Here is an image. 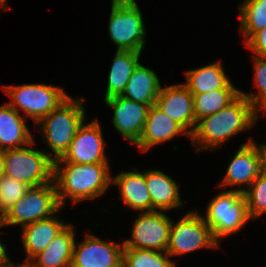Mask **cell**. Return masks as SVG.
<instances>
[{
	"label": "cell",
	"mask_w": 266,
	"mask_h": 267,
	"mask_svg": "<svg viewBox=\"0 0 266 267\" xmlns=\"http://www.w3.org/2000/svg\"><path fill=\"white\" fill-rule=\"evenodd\" d=\"M35 140L27 147L4 150V175L30 187L53 182L54 161L48 151L35 150ZM31 147V148H29Z\"/></svg>",
	"instance_id": "cell-4"
},
{
	"label": "cell",
	"mask_w": 266,
	"mask_h": 267,
	"mask_svg": "<svg viewBox=\"0 0 266 267\" xmlns=\"http://www.w3.org/2000/svg\"><path fill=\"white\" fill-rule=\"evenodd\" d=\"M166 252L123 248L122 267H176Z\"/></svg>",
	"instance_id": "cell-27"
},
{
	"label": "cell",
	"mask_w": 266,
	"mask_h": 267,
	"mask_svg": "<svg viewBox=\"0 0 266 267\" xmlns=\"http://www.w3.org/2000/svg\"><path fill=\"white\" fill-rule=\"evenodd\" d=\"M238 9L240 29L246 42L255 32L266 27V0H245Z\"/></svg>",
	"instance_id": "cell-26"
},
{
	"label": "cell",
	"mask_w": 266,
	"mask_h": 267,
	"mask_svg": "<svg viewBox=\"0 0 266 267\" xmlns=\"http://www.w3.org/2000/svg\"><path fill=\"white\" fill-rule=\"evenodd\" d=\"M4 227V223L2 220V217H0V228ZM7 249H6V245L2 244L1 238H0V262L7 256Z\"/></svg>",
	"instance_id": "cell-33"
},
{
	"label": "cell",
	"mask_w": 266,
	"mask_h": 267,
	"mask_svg": "<svg viewBox=\"0 0 266 267\" xmlns=\"http://www.w3.org/2000/svg\"><path fill=\"white\" fill-rule=\"evenodd\" d=\"M0 267H34L31 260L24 259V263L16 265L12 263V260L7 255L1 262Z\"/></svg>",
	"instance_id": "cell-32"
},
{
	"label": "cell",
	"mask_w": 266,
	"mask_h": 267,
	"mask_svg": "<svg viewBox=\"0 0 266 267\" xmlns=\"http://www.w3.org/2000/svg\"><path fill=\"white\" fill-rule=\"evenodd\" d=\"M156 106L191 135L196 127L193 94L182 84L160 88Z\"/></svg>",
	"instance_id": "cell-15"
},
{
	"label": "cell",
	"mask_w": 266,
	"mask_h": 267,
	"mask_svg": "<svg viewBox=\"0 0 266 267\" xmlns=\"http://www.w3.org/2000/svg\"><path fill=\"white\" fill-rule=\"evenodd\" d=\"M261 153L263 156V172L266 173V144H261Z\"/></svg>",
	"instance_id": "cell-35"
},
{
	"label": "cell",
	"mask_w": 266,
	"mask_h": 267,
	"mask_svg": "<svg viewBox=\"0 0 266 267\" xmlns=\"http://www.w3.org/2000/svg\"><path fill=\"white\" fill-rule=\"evenodd\" d=\"M22 116L8 103L0 106V149L21 148L34 140L26 118Z\"/></svg>",
	"instance_id": "cell-20"
},
{
	"label": "cell",
	"mask_w": 266,
	"mask_h": 267,
	"mask_svg": "<svg viewBox=\"0 0 266 267\" xmlns=\"http://www.w3.org/2000/svg\"><path fill=\"white\" fill-rule=\"evenodd\" d=\"M254 83L257 93L249 92L245 93L240 90V94L245 96L252 104L253 108L260 113V111L266 114V56H254Z\"/></svg>",
	"instance_id": "cell-29"
},
{
	"label": "cell",
	"mask_w": 266,
	"mask_h": 267,
	"mask_svg": "<svg viewBox=\"0 0 266 267\" xmlns=\"http://www.w3.org/2000/svg\"><path fill=\"white\" fill-rule=\"evenodd\" d=\"M134 171H121L112 177V183L118 185L121 198L125 205L139 212H152L150 193L146 186L145 175L137 168Z\"/></svg>",
	"instance_id": "cell-17"
},
{
	"label": "cell",
	"mask_w": 266,
	"mask_h": 267,
	"mask_svg": "<svg viewBox=\"0 0 266 267\" xmlns=\"http://www.w3.org/2000/svg\"><path fill=\"white\" fill-rule=\"evenodd\" d=\"M110 11L108 34L117 50L142 52L146 28L136 0H112Z\"/></svg>",
	"instance_id": "cell-5"
},
{
	"label": "cell",
	"mask_w": 266,
	"mask_h": 267,
	"mask_svg": "<svg viewBox=\"0 0 266 267\" xmlns=\"http://www.w3.org/2000/svg\"><path fill=\"white\" fill-rule=\"evenodd\" d=\"M110 171L109 163L54 162L53 181L61 207H65L68 197L75 205L103 195L112 183Z\"/></svg>",
	"instance_id": "cell-2"
},
{
	"label": "cell",
	"mask_w": 266,
	"mask_h": 267,
	"mask_svg": "<svg viewBox=\"0 0 266 267\" xmlns=\"http://www.w3.org/2000/svg\"><path fill=\"white\" fill-rule=\"evenodd\" d=\"M76 242L71 267H122L123 243L107 242L89 233L83 242Z\"/></svg>",
	"instance_id": "cell-12"
},
{
	"label": "cell",
	"mask_w": 266,
	"mask_h": 267,
	"mask_svg": "<svg viewBox=\"0 0 266 267\" xmlns=\"http://www.w3.org/2000/svg\"><path fill=\"white\" fill-rule=\"evenodd\" d=\"M68 225L56 216L38 220L22 227L21 239L25 254L31 260L46 249L56 236Z\"/></svg>",
	"instance_id": "cell-18"
},
{
	"label": "cell",
	"mask_w": 266,
	"mask_h": 267,
	"mask_svg": "<svg viewBox=\"0 0 266 267\" xmlns=\"http://www.w3.org/2000/svg\"><path fill=\"white\" fill-rule=\"evenodd\" d=\"M259 113L251 102L240 94L220 111L200 119L190 135L196 151L215 150L229 138L247 131L258 122Z\"/></svg>",
	"instance_id": "cell-1"
},
{
	"label": "cell",
	"mask_w": 266,
	"mask_h": 267,
	"mask_svg": "<svg viewBox=\"0 0 266 267\" xmlns=\"http://www.w3.org/2000/svg\"><path fill=\"white\" fill-rule=\"evenodd\" d=\"M104 102L113 109L112 122L116 130L135 145L141 137L150 106L121 95L105 99Z\"/></svg>",
	"instance_id": "cell-14"
},
{
	"label": "cell",
	"mask_w": 266,
	"mask_h": 267,
	"mask_svg": "<svg viewBox=\"0 0 266 267\" xmlns=\"http://www.w3.org/2000/svg\"><path fill=\"white\" fill-rule=\"evenodd\" d=\"M184 73L187 81L183 84L192 94L207 93L218 88H235L220 60Z\"/></svg>",
	"instance_id": "cell-23"
},
{
	"label": "cell",
	"mask_w": 266,
	"mask_h": 267,
	"mask_svg": "<svg viewBox=\"0 0 266 267\" xmlns=\"http://www.w3.org/2000/svg\"><path fill=\"white\" fill-rule=\"evenodd\" d=\"M1 88L11 98L8 104L19 113V108L22 109L23 116L36 124L70 97L61 87L43 83L2 85Z\"/></svg>",
	"instance_id": "cell-6"
},
{
	"label": "cell",
	"mask_w": 266,
	"mask_h": 267,
	"mask_svg": "<svg viewBox=\"0 0 266 267\" xmlns=\"http://www.w3.org/2000/svg\"><path fill=\"white\" fill-rule=\"evenodd\" d=\"M263 171V156L261 144L257 145L253 138L241 144L235 156L226 169V175L219 187L246 186L249 187Z\"/></svg>",
	"instance_id": "cell-13"
},
{
	"label": "cell",
	"mask_w": 266,
	"mask_h": 267,
	"mask_svg": "<svg viewBox=\"0 0 266 267\" xmlns=\"http://www.w3.org/2000/svg\"><path fill=\"white\" fill-rule=\"evenodd\" d=\"M245 46L251 49L254 56H266V27L255 32L246 41Z\"/></svg>",
	"instance_id": "cell-31"
},
{
	"label": "cell",
	"mask_w": 266,
	"mask_h": 267,
	"mask_svg": "<svg viewBox=\"0 0 266 267\" xmlns=\"http://www.w3.org/2000/svg\"><path fill=\"white\" fill-rule=\"evenodd\" d=\"M83 101V97L73 99L70 96L36 124L40 127L39 132L53 153H51L53 161L64 155L79 126L86 121Z\"/></svg>",
	"instance_id": "cell-3"
},
{
	"label": "cell",
	"mask_w": 266,
	"mask_h": 267,
	"mask_svg": "<svg viewBox=\"0 0 266 267\" xmlns=\"http://www.w3.org/2000/svg\"><path fill=\"white\" fill-rule=\"evenodd\" d=\"M240 95L238 88H218L207 93L193 94L194 114L197 122L228 106Z\"/></svg>",
	"instance_id": "cell-25"
},
{
	"label": "cell",
	"mask_w": 266,
	"mask_h": 267,
	"mask_svg": "<svg viewBox=\"0 0 266 267\" xmlns=\"http://www.w3.org/2000/svg\"><path fill=\"white\" fill-rule=\"evenodd\" d=\"M4 176V150L0 149V178Z\"/></svg>",
	"instance_id": "cell-34"
},
{
	"label": "cell",
	"mask_w": 266,
	"mask_h": 267,
	"mask_svg": "<svg viewBox=\"0 0 266 267\" xmlns=\"http://www.w3.org/2000/svg\"><path fill=\"white\" fill-rule=\"evenodd\" d=\"M182 134L190 138L189 133L179 123L153 105L149 109L141 137L135 145L141 152H147L156 144L159 145Z\"/></svg>",
	"instance_id": "cell-16"
},
{
	"label": "cell",
	"mask_w": 266,
	"mask_h": 267,
	"mask_svg": "<svg viewBox=\"0 0 266 267\" xmlns=\"http://www.w3.org/2000/svg\"><path fill=\"white\" fill-rule=\"evenodd\" d=\"M145 182L150 193L152 211H169L183 206L177 182L160 170L144 172Z\"/></svg>",
	"instance_id": "cell-19"
},
{
	"label": "cell",
	"mask_w": 266,
	"mask_h": 267,
	"mask_svg": "<svg viewBox=\"0 0 266 267\" xmlns=\"http://www.w3.org/2000/svg\"><path fill=\"white\" fill-rule=\"evenodd\" d=\"M203 218L219 243L223 237L238 233L251 220L243 193L231 189L214 196Z\"/></svg>",
	"instance_id": "cell-7"
},
{
	"label": "cell",
	"mask_w": 266,
	"mask_h": 267,
	"mask_svg": "<svg viewBox=\"0 0 266 267\" xmlns=\"http://www.w3.org/2000/svg\"><path fill=\"white\" fill-rule=\"evenodd\" d=\"M55 182L31 187L3 216L4 226L21 227L49 218L61 211Z\"/></svg>",
	"instance_id": "cell-8"
},
{
	"label": "cell",
	"mask_w": 266,
	"mask_h": 267,
	"mask_svg": "<svg viewBox=\"0 0 266 267\" xmlns=\"http://www.w3.org/2000/svg\"><path fill=\"white\" fill-rule=\"evenodd\" d=\"M171 224L172 219L165 211L140 212L132 225V238L123 241V246L166 252Z\"/></svg>",
	"instance_id": "cell-10"
},
{
	"label": "cell",
	"mask_w": 266,
	"mask_h": 267,
	"mask_svg": "<svg viewBox=\"0 0 266 267\" xmlns=\"http://www.w3.org/2000/svg\"><path fill=\"white\" fill-rule=\"evenodd\" d=\"M31 187L6 175L0 178V217L19 201Z\"/></svg>",
	"instance_id": "cell-30"
},
{
	"label": "cell",
	"mask_w": 266,
	"mask_h": 267,
	"mask_svg": "<svg viewBox=\"0 0 266 267\" xmlns=\"http://www.w3.org/2000/svg\"><path fill=\"white\" fill-rule=\"evenodd\" d=\"M74 227L68 224L43 251L31 261L34 267H71L74 244Z\"/></svg>",
	"instance_id": "cell-21"
},
{
	"label": "cell",
	"mask_w": 266,
	"mask_h": 267,
	"mask_svg": "<svg viewBox=\"0 0 266 267\" xmlns=\"http://www.w3.org/2000/svg\"><path fill=\"white\" fill-rule=\"evenodd\" d=\"M142 52L116 50L110 67L104 100L122 95Z\"/></svg>",
	"instance_id": "cell-24"
},
{
	"label": "cell",
	"mask_w": 266,
	"mask_h": 267,
	"mask_svg": "<svg viewBox=\"0 0 266 267\" xmlns=\"http://www.w3.org/2000/svg\"><path fill=\"white\" fill-rule=\"evenodd\" d=\"M161 83L156 73L139 63L131 74L121 96L150 107L156 105Z\"/></svg>",
	"instance_id": "cell-22"
},
{
	"label": "cell",
	"mask_w": 266,
	"mask_h": 267,
	"mask_svg": "<svg viewBox=\"0 0 266 267\" xmlns=\"http://www.w3.org/2000/svg\"><path fill=\"white\" fill-rule=\"evenodd\" d=\"M105 141L99 121H85L79 126L74 139L64 155L54 162L77 164L109 163L105 153Z\"/></svg>",
	"instance_id": "cell-11"
},
{
	"label": "cell",
	"mask_w": 266,
	"mask_h": 267,
	"mask_svg": "<svg viewBox=\"0 0 266 267\" xmlns=\"http://www.w3.org/2000/svg\"><path fill=\"white\" fill-rule=\"evenodd\" d=\"M203 248H221L214 238L211 228L198 211H187L170 228L169 243L166 253L172 256L183 255Z\"/></svg>",
	"instance_id": "cell-9"
},
{
	"label": "cell",
	"mask_w": 266,
	"mask_h": 267,
	"mask_svg": "<svg viewBox=\"0 0 266 267\" xmlns=\"http://www.w3.org/2000/svg\"><path fill=\"white\" fill-rule=\"evenodd\" d=\"M6 4H7V0H0V10L2 9H6L7 10V8H6Z\"/></svg>",
	"instance_id": "cell-36"
},
{
	"label": "cell",
	"mask_w": 266,
	"mask_h": 267,
	"mask_svg": "<svg viewBox=\"0 0 266 267\" xmlns=\"http://www.w3.org/2000/svg\"><path fill=\"white\" fill-rule=\"evenodd\" d=\"M243 193L250 219H258L266 213V173L263 171L247 189H232Z\"/></svg>",
	"instance_id": "cell-28"
}]
</instances>
